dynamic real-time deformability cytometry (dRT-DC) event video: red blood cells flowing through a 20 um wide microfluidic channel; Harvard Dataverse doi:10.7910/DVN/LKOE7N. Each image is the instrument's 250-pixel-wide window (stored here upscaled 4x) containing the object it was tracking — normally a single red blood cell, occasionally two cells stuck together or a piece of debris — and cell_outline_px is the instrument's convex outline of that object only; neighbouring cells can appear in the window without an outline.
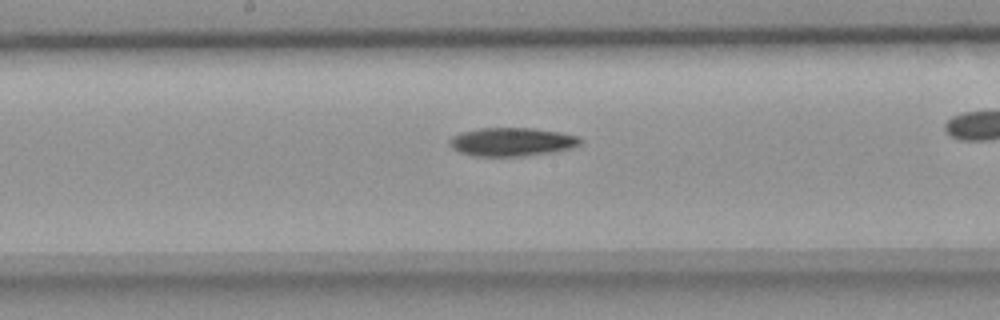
{"species": "common noctule bat (a hibernating species)", "species_latin": "Nyctalus noctula", "temperature_condition": "room temperature", "stored_images_in_passage": 7, "segment_of_instrument_passage": [2, 2], "camera_frame_rate_fps": 3000, "um_per_image_px": 0.085, "animal": {"sex": "female", "body_mass_g": 18.4}, "frame": {"image": 1, "passage_image": 7, "time_ms": 2.0, "image_size_px": [1000, 320], "cell_outline_px": [[584, 140], [580, 144], [572, 148], [556, 152], [524, 156], [472, 156], [460, 152], [452, 148], [448, 144], [448, 140], [452, 136], [460, 132], [480, 128], [532, 128], [560, 132], [580, 136]], "centroid_in_image_um": [43.53, 12.06], "position_along_channel_um": 204.7, "area_um2": 22.08}}